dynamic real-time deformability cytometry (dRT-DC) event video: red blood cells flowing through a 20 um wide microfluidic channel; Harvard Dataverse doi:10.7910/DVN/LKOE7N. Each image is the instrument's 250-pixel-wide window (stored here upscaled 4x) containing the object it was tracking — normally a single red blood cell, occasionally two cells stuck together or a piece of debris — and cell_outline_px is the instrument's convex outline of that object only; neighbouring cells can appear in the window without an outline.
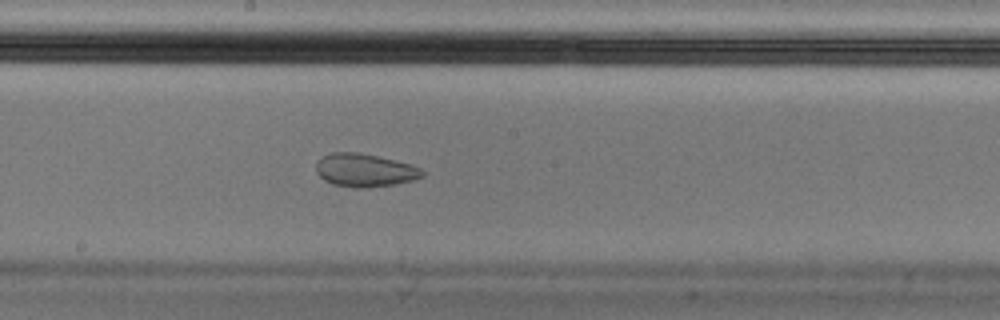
{"species": "Egyptian fruit bat (a non-hibernating species)", "species_latin": "Rousettus aegyptiacus", "temperature_condition": "cold", "stored_images_in_passage": 42, "camera_frame_rate_fps": 3000, "um_per_image_px": 0.085, "animal": {"sex": "male"}, "frame": {"image": 1, "passage_image": 19, "time_ms": 6.0, "image_size_px": [1000, 320], "cell_outline_px": [[424, 176], [412, 180], [396, 184], [360, 188], [356, 188], [332, 184], [324, 180], [316, 172], [316, 164], [324, 156], [332, 152], [356, 152], [376, 156], [412, 164], [420, 168], [424, 172]], "centroid_in_image_um": [31.01, 14.47], "position_along_channel_um": 217.2, "area_um2": 20.35}, "authors_computed_cell_mechanics": {"area_um2": 21.9351, "velocity_mm_per_s": 3.5667, "shape_relaxation_time_tau1_ms": null, "shape_relaxation_time_tau2_ms": 1.2598, "deformation_change_tau1": null, "deformation_change_tau2": 0.0614}}